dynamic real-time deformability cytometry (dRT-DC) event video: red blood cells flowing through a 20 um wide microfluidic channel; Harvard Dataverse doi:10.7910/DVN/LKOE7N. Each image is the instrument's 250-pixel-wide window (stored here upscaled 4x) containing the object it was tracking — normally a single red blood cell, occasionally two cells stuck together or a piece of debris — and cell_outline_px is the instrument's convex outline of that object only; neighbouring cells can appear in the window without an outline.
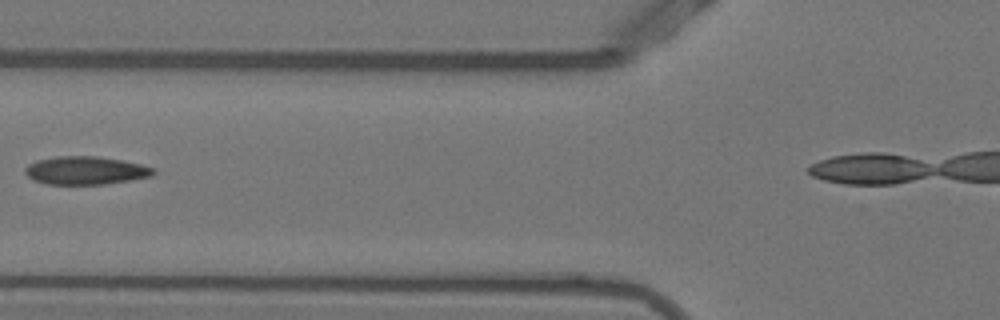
{"species": "Egyptian fruit bat (a non-hibernating species)", "species_latin": "Rousettus aegyptiacus", "temperature_condition": "warm", "stored_images_in_passage": 4, "camera_frame_rate_fps": 3000, "um_per_image_px": 0.085, "animal": {"sex": "female"}, "frame": {"image": 1, "passage_image": 2, "time_ms": 0.333, "image_size_px": [1000, 320], "cell_outline_px": [[156, 172], [152, 176], [104, 184], [44, 184], [32, 180], [24, 172], [24, 168], [28, 164], [36, 160], [60, 156], [92, 156], [120, 160], [140, 164], [156, 168]], "centroid_in_image_um": [7.24, 14.49], "position_along_channel_um": 118.6, "area_um2": 20.98}}